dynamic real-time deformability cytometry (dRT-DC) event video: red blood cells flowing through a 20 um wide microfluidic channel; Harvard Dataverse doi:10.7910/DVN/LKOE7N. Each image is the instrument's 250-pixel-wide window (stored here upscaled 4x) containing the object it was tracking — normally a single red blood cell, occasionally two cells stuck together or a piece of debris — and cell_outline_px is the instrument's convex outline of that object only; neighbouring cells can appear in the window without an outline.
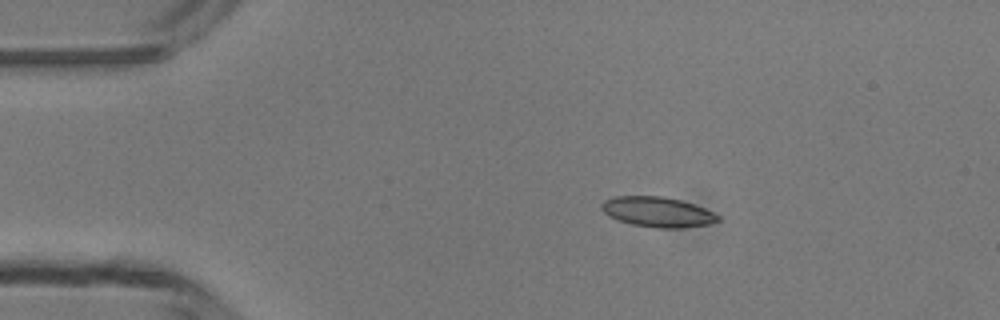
{"species": "common noctule bat (a hibernating species)", "species_latin": "Nyctalus noctula", "temperature_condition": "room temperature", "stored_images_in_passage": 4, "camera_frame_rate_fps": 3000, "um_per_image_px": 0.085, "animal": {"sex": "male", "body_mass_g": 13.3}, "frame": {"image": 1, "passage_image": 3, "time_ms": 2.333, "image_size_px": [1000, 320], "cell_outline_px": [[720, 220], [708, 224], [680, 228], [656, 228], [632, 224], [608, 216], [600, 208], [600, 204], [604, 200], [612, 196], [664, 196], [680, 200], [704, 208], [720, 216]], "centroid_in_image_um": [55.86, 18.01], "position_along_channel_um": 29.1, "area_um2": 20.4}}